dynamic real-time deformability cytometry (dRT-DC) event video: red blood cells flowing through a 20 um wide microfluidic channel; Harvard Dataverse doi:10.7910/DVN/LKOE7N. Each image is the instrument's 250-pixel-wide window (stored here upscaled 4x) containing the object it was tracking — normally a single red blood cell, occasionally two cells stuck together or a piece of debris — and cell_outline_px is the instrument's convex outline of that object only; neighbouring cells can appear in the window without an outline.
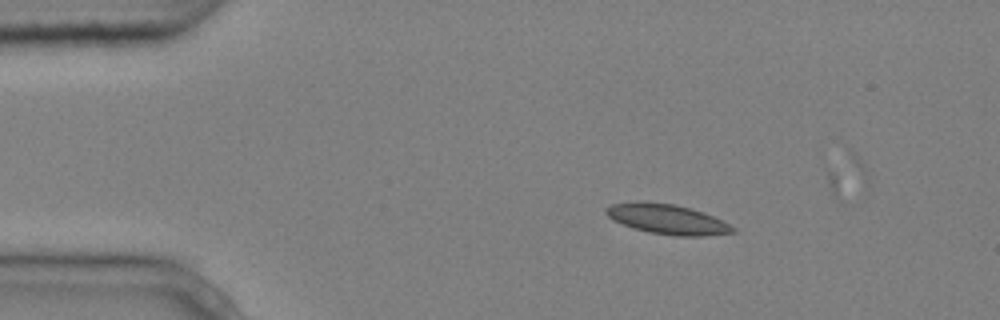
{"species": "common noctule bat (a hibernating species)", "species_latin": "Nyctalus noctula", "temperature_condition": "cold", "stored_images_in_passage": 3, "camera_frame_rate_fps": 3000, "um_per_image_px": 0.085, "animal": {"sex": "male", "body_mass_g": 20.4}, "frame": {"image": 1, "passage_image": 2, "time_ms": 0.333, "image_size_px": [1000, 320], "cell_outline_px": [[736, 232], [704, 236], [676, 236], [648, 232], [632, 228], [612, 220], [604, 212], [604, 208], [612, 204], [636, 200], [676, 204], [692, 208], [704, 212], [724, 220], [736, 228]], "centroid_in_image_um": [56.71, 18.62], "position_along_channel_um": 28.3, "area_um2": 22.66}}